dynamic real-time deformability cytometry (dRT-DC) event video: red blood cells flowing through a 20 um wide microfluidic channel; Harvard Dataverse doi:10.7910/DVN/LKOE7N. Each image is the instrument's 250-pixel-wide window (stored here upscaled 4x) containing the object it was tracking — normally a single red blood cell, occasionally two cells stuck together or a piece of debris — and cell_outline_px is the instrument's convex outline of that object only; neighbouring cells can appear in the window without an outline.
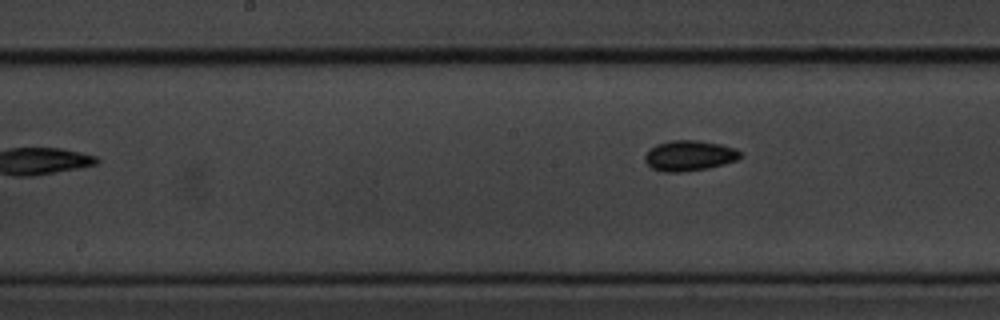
{"species": "common noctule bat (a hibernating species)", "species_latin": "Nyctalus noctula", "temperature_condition": "cold", "stored_images_in_passage": 10, "camera_frame_rate_fps": 3000, "um_per_image_px": 0.085, "animal": {"sex": "male", "body_mass_g": 20.1, "forearm_length_mm": 53.5}, "frame": {"image": 1, "passage_image": 10, "time_ms": 3.0, "image_size_px": [1000, 320], "cell_outline_px": [[740, 156], [736, 160], [724, 164], [708, 168], [680, 172], [660, 172], [652, 168], [644, 160], [644, 156], [648, 148], [656, 144], [668, 140], [696, 140], [720, 144], [736, 148], [740, 152]], "centroid_in_image_um": [58.53, 13.22], "position_along_channel_um": 189.7, "area_um2": 17.05}}